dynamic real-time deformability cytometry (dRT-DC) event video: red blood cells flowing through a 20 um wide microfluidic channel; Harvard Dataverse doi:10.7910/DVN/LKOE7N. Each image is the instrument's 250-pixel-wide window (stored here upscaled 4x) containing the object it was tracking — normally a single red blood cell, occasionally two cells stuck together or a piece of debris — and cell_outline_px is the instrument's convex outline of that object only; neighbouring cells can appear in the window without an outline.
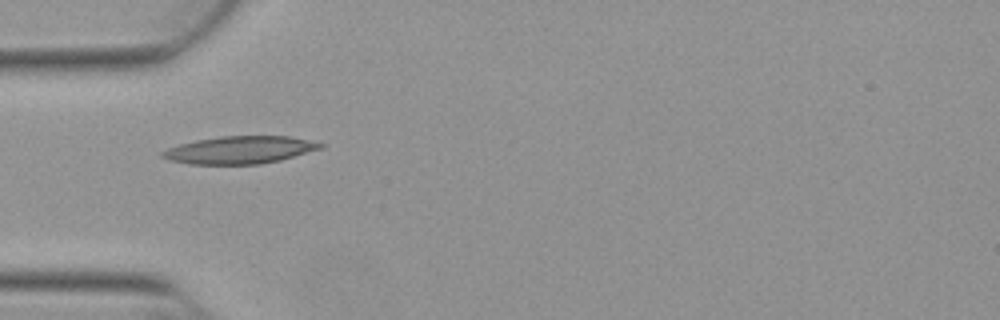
{"species": "Egyptian fruit bat (a non-hibernating species)", "species_latin": "Rousettus aegyptiacus", "temperature_condition": "warm", "stored_images_in_passage": 5, "camera_frame_rate_fps": 3000, "um_per_image_px": 0.085, "animal": {"sex": "female"}, "frame": {"image": 1, "passage_image": 1, "time_ms": 0.0, "image_size_px": [1000, 320], "cell_outline_px": [[328, 144], [324, 148], [280, 160], [260, 164], [188, 164], [168, 160], [160, 156], [160, 152], [168, 148], [180, 144], [196, 140], [220, 136], [288, 136]], "centroid_in_image_um": [20.39, 12.74], "position_along_channel_um": 64.6, "area_um2": 25.49}}
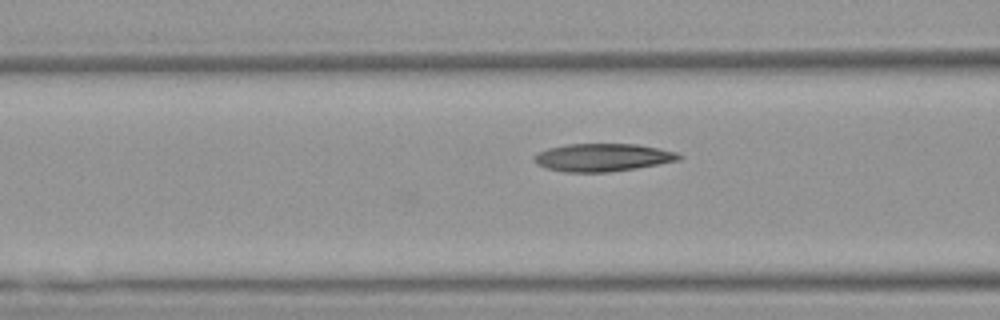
{"frame": {"image": 2, "passage_image": 5, "time_ms": 1.333, "image_size_px": [1000, 320], "cell_outline_px": [[684, 156], [680, 160], [660, 164], [636, 168], [608, 172], [564, 172], [548, 168], [536, 164], [532, 160], [532, 156], [536, 152], [548, 148], [568, 144], [636, 144], [660, 148], [676, 152]], "centroid_in_image_um": [51.21, 13.38], "position_along_channel_um": 115.4, "area_um2": 23.7}}